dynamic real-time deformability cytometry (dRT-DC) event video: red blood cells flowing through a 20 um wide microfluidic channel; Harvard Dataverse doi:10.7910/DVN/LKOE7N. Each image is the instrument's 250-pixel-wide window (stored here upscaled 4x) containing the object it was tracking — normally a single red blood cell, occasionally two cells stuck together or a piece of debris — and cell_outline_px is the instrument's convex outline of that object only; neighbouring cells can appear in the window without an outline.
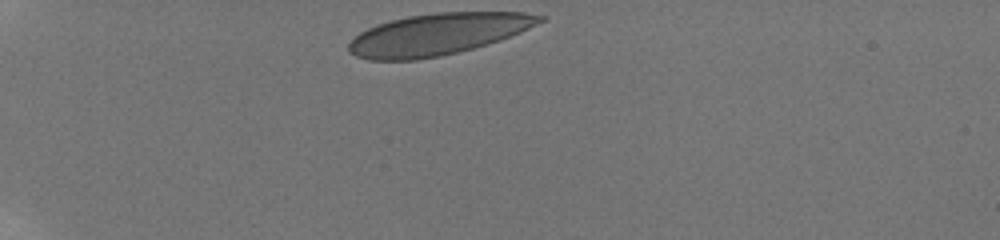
{"species": "human", "species_latin": "Homo sapiens", "temperature_condition": "room temperature", "stored_images_in_passage": 6, "camera_frame_rate_fps": 3000, "um_per_image_px": 0.085, "donor": {"sex": "male"}, "frame": {"image": 1, "passage_image": 1, "time_ms": 0.0, "image_size_px": [1000, 240], "cell_outline_px": [[548, 20], [520, 32], [500, 40], [472, 48], [440, 56], [416, 60], [368, 60], [356, 56], [348, 52], [348, 44], [360, 32], [376, 24], [408, 16], [436, 12], [524, 12], [548, 16]], "centroid_in_image_um": [37.25, 2.9], "position_along_channel_um": 47.8, "area_um2": 46.36}}